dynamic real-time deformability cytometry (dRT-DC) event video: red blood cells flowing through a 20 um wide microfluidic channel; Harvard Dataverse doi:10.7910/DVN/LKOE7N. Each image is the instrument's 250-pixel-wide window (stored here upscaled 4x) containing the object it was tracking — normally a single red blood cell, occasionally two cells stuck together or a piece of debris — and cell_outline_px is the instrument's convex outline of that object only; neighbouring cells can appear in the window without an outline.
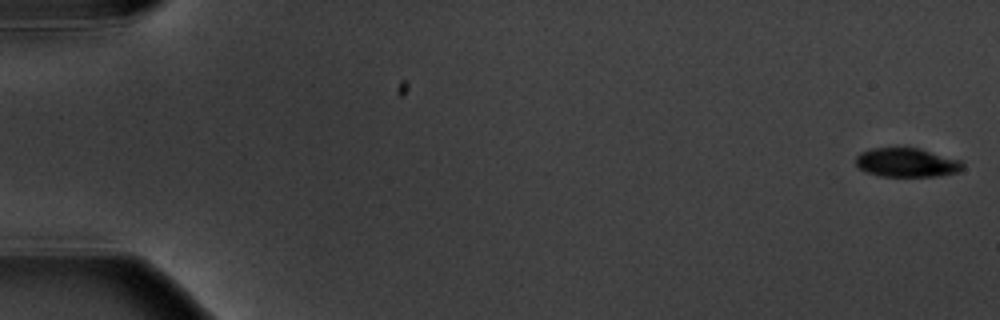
{"species": "common noctule bat (a hibernating species)", "species_latin": "Nyctalus noctula", "temperature_condition": "warm", "stored_images_in_passage": 6, "camera_frame_rate_fps": 3000, "um_per_image_px": 0.085, "animal": {"sex": "male", "body_mass_g": 20.1, "forearm_length_mm": 53.5}, "frame": {"image": 1, "passage_image": 1, "time_ms": 0.0, "image_size_px": [1000, 320], "cell_outline_px": [[964, 168], [956, 172], [936, 176], [880, 176], [868, 172], [860, 168], [856, 164], [856, 156], [860, 152], [872, 148], [896, 144], [904, 144], [920, 148], [960, 160], [964, 164]], "centroid_in_image_um": [77.04, 13.75], "position_along_channel_um": 8.0, "area_um2": 18.73}}
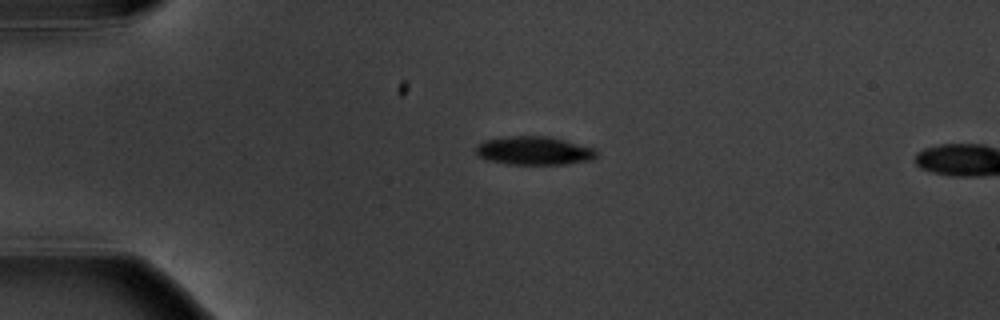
{"frame": {"image": 2, "passage_image": 5, "time_ms": 4.333, "image_size_px": [1000, 320], "cell_outline_px": [[596, 156], [592, 160], [564, 164], [508, 164], [488, 160], [476, 156], [476, 144], [484, 140], [508, 136], [548, 136], [596, 148]], "centroid_in_image_um": [45.37, 12.8], "position_along_channel_um": 39.6, "area_um2": 20.11}}